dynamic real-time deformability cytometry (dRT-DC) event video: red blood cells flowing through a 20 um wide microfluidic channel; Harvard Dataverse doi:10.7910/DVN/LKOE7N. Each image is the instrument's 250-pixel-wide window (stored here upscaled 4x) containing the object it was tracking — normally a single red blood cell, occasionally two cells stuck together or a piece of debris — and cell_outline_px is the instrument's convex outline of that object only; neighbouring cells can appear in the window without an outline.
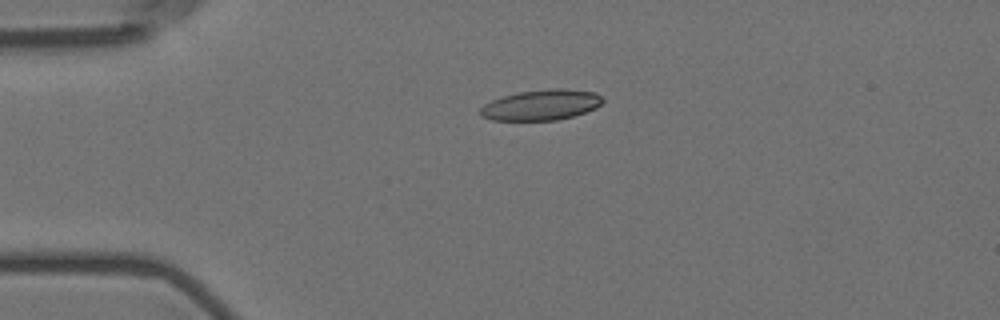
{"species": "Egyptian fruit bat (a non-hibernating species)", "species_latin": "Rousettus aegyptiacus", "temperature_condition": "room temperature", "stored_images_in_passage": 4, "camera_frame_rate_fps": 3000, "um_per_image_px": 0.085, "animal": {"sex": "female"}, "frame": {"image": 1, "passage_image": 4, "time_ms": 1.0, "image_size_px": [1000, 320], "cell_outline_px": [[604, 100], [596, 108], [572, 116], [556, 120], [492, 120], [480, 116], [480, 108], [484, 104], [492, 100], [504, 96], [520, 92], [552, 88], [564, 88], [596, 92]], "centroid_in_image_um": [46.0, 8.91], "position_along_channel_um": 39.0, "area_um2": 21.68}}